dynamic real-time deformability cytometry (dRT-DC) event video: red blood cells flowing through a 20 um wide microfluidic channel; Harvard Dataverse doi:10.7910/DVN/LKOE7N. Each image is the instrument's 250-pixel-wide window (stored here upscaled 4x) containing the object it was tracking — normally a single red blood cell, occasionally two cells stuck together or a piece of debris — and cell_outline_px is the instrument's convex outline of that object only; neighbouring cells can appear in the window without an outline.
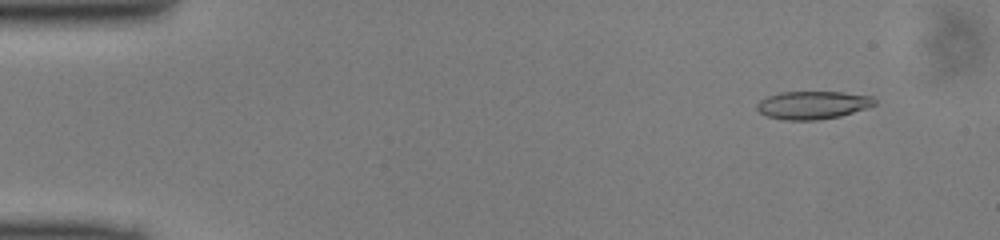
{"species": "common noctule bat (a hibernating species)", "species_latin": "Nyctalus noctula", "temperature_condition": "cold", "stored_images_in_passage": 48, "camera_frame_rate_fps": 3000, "um_per_image_px": 0.085, "animal": {"sex": "male", "body_mass_g": 13.0, "forearm_length_mm": 53.1}, "frame": {"image": 1, "passage_image": 4, "time_ms": 1.0, "image_size_px": [1000, 240], "cell_outline_px": [[876, 104], [868, 108], [840, 116], [816, 120], [784, 120], [768, 116], [760, 112], [756, 108], [756, 104], [760, 100], [768, 96], [780, 92], [844, 92], [872, 96], [876, 100]], "centroid_in_image_um": [69.1, 8.92], "position_along_channel_um": 15.9, "area_um2": 19.25}}
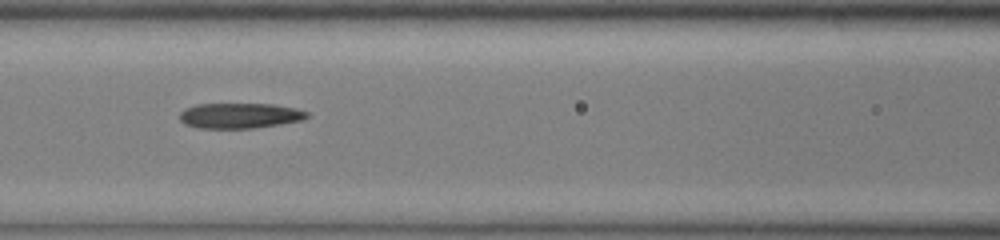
{"frame": {"image": 2, "passage_image": 21, "time_ms": 6.667, "image_size_px": [1000, 240], "cell_outline_px": [[308, 116], [300, 120], [280, 124], [256, 128], [200, 128], [184, 124], [180, 120], [180, 112], [184, 108], [196, 104], [272, 104], [296, 108], [308, 112]], "centroid_in_image_um": [20.35, 9.83], "position_along_channel_um": 146.3, "area_um2": 18.79}}
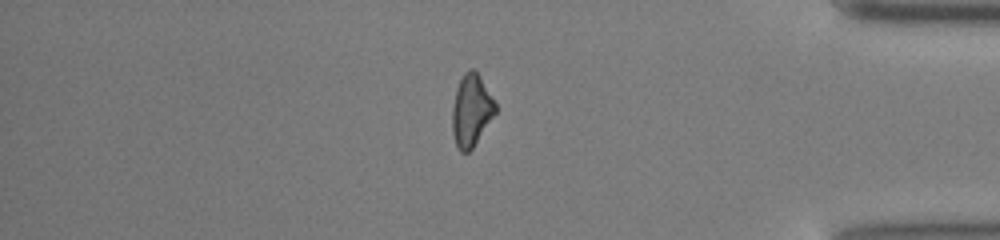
{"frame": {"image": 3, "passage_image": 41, "time_ms": 13.333, "image_size_px": [1000, 240], "cell_outline_px": [[496, 112], [472, 148], [468, 152], [460, 152], [456, 144], [452, 132], [452, 108], [456, 88], [464, 72], [468, 68], [472, 68], [480, 76], [496, 104]], "centroid_in_image_um": [40.04, 9.37], "position_along_channel_um": 395.2, "area_um2": 17.92}}